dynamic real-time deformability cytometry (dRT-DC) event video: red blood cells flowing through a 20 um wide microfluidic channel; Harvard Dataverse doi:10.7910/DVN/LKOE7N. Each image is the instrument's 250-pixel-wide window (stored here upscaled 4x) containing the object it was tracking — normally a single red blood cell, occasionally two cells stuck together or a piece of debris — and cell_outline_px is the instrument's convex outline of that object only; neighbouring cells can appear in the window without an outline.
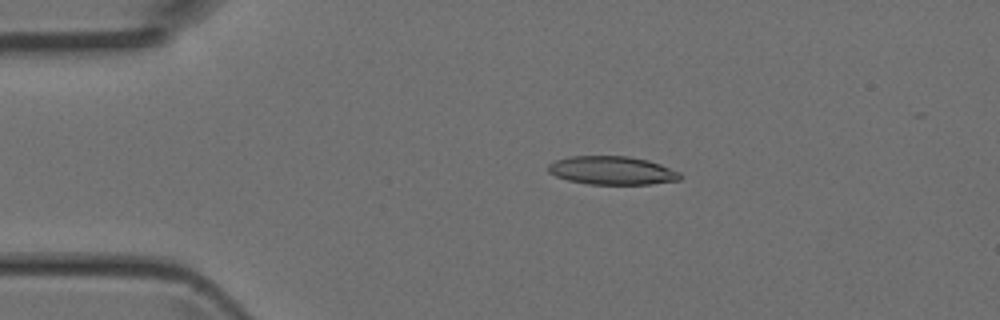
{"species": "Egyptian fruit bat (a non-hibernating species)", "species_latin": "Rousettus aegyptiacus", "temperature_condition": "room temperature", "stored_images_in_passage": 2, "camera_frame_rate_fps": 3000, "um_per_image_px": 0.085, "animal": {"sex": "female"}, "frame": {"image": 1, "passage_image": 1, "time_ms": 0.0, "image_size_px": [1000, 320], "cell_outline_px": [[684, 176], [680, 180], [648, 184], [588, 184], [568, 180], [556, 176], [548, 172], [548, 164], [556, 160], [568, 156], [628, 156], [648, 160], [660, 164], [680, 172]], "centroid_in_image_um": [52.03, 14.49], "position_along_channel_um": 33.0, "area_um2": 21.91}}